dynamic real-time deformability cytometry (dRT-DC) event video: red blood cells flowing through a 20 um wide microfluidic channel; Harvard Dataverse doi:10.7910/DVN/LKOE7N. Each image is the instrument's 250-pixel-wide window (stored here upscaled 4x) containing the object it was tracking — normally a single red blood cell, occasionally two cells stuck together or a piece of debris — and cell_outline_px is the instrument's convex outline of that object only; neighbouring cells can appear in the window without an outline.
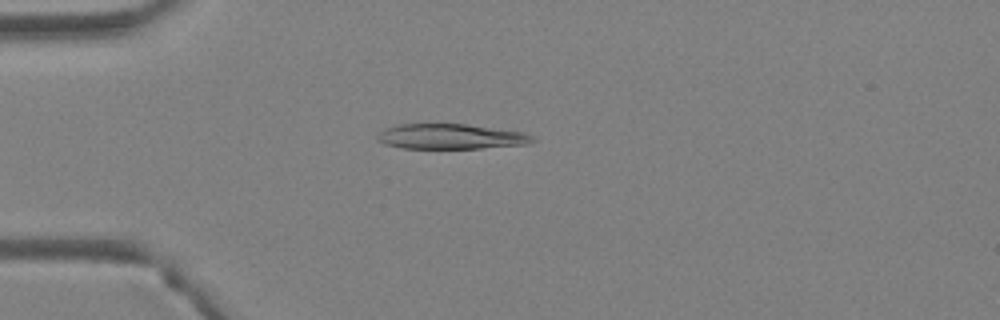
{"species": "Egyptian fruit bat (a non-hibernating species)", "species_latin": "Rousettus aegyptiacus", "temperature_condition": "warm", "stored_images_in_passage": 4, "camera_frame_rate_fps": 3000, "um_per_image_px": 0.085, "animal": {"sex": "female"}, "frame": {"image": 1, "passage_image": 4, "time_ms": 1.0, "image_size_px": [1000, 320], "cell_outline_px": [[536, 140], [528, 144], [480, 148], [400, 148], [384, 144], [376, 140], [376, 136], [384, 128], [396, 124], [468, 124], [524, 132], [532, 136]], "centroid_in_image_um": [38.28, 11.6], "position_along_channel_um": 46.7, "area_um2": 22.89}}